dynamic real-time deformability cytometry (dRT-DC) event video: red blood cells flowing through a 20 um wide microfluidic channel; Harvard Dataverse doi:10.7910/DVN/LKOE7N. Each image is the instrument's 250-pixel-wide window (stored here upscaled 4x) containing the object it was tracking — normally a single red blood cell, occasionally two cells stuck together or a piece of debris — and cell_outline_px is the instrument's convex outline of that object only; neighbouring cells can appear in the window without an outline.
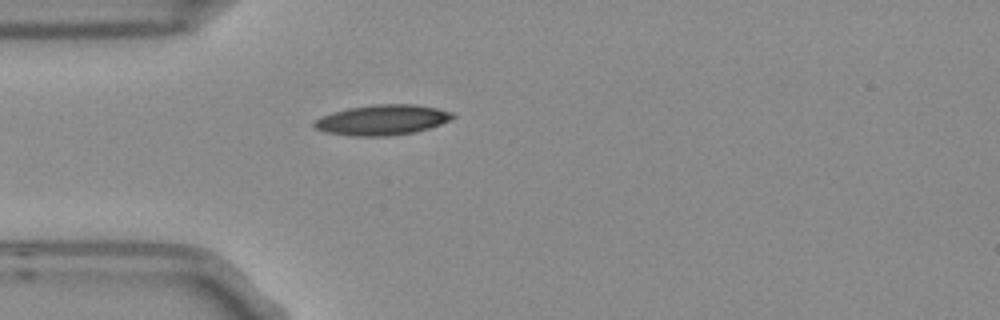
{"species": "Egyptian fruit bat (a non-hibernating species)", "species_latin": "Rousettus aegyptiacus", "temperature_condition": "room temperature", "stored_images_in_passage": 5, "camera_frame_rate_fps": 3000, "um_per_image_px": 0.085, "frame": {"image": 1, "passage_image": 5, "time_ms": 1.333, "image_size_px": [1000, 320], "cell_outline_px": [[456, 116], [440, 124], [428, 128], [412, 132], [388, 136], [352, 136], [324, 132], [316, 128], [312, 124], [312, 120], [320, 116], [332, 112], [348, 108], [372, 104], [416, 104], [436, 108], [452, 112]], "centroid_in_image_um": [32.43, 10.18], "position_along_channel_um": 52.6, "area_um2": 24.51}}